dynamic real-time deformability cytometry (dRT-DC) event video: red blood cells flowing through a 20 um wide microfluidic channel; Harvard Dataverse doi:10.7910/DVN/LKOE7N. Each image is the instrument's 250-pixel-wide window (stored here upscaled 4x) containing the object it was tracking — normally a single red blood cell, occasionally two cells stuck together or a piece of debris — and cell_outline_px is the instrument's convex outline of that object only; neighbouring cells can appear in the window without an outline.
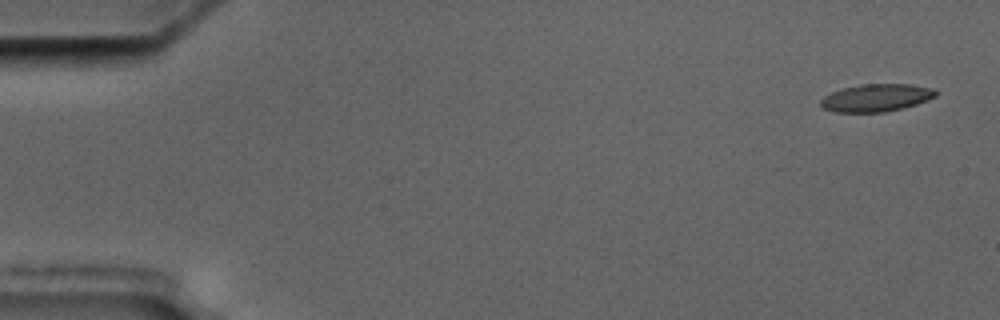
{"species": "common noctule bat (a hibernating species)", "species_latin": "Nyctalus noctula", "temperature_condition": "cold", "stored_images_in_passage": 13, "camera_frame_rate_fps": 3000, "um_per_image_px": 0.085, "animal": {"sex": "male", "body_mass_g": 17.5, "forearm_length_mm": 52.3}, "frame": {"image": 1, "passage_image": 1, "time_ms": 0.0, "image_size_px": [1000, 320], "cell_outline_px": [[936, 96], [928, 100], [916, 104], [884, 112], [832, 112], [824, 108], [820, 104], [820, 100], [824, 96], [832, 92], [844, 88], [860, 84], [912, 84], [932, 88], [936, 92]], "centroid_in_image_um": [74.46, 8.31], "position_along_channel_um": 10.5, "area_um2": 18.38}}
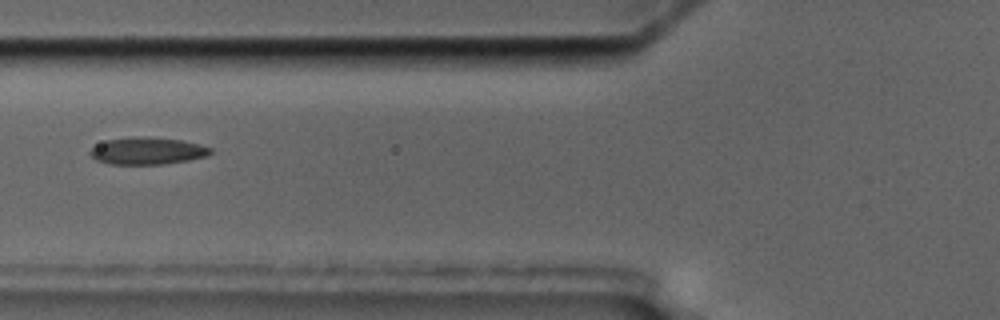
{"frame": {"image": 2, "passage_image": 6, "time_ms": 6.667, "image_size_px": [1000, 320], "cell_outline_px": [[212, 152], [208, 156], [188, 160], [164, 164], [108, 164], [96, 160], [88, 152], [92, 148], [108, 140], [128, 136], [148, 136], [180, 140], [200, 144], [212, 148]], "centroid_in_image_um": [12.55, 12.82], "position_along_channel_um": 113.3, "area_um2": 19.13}}
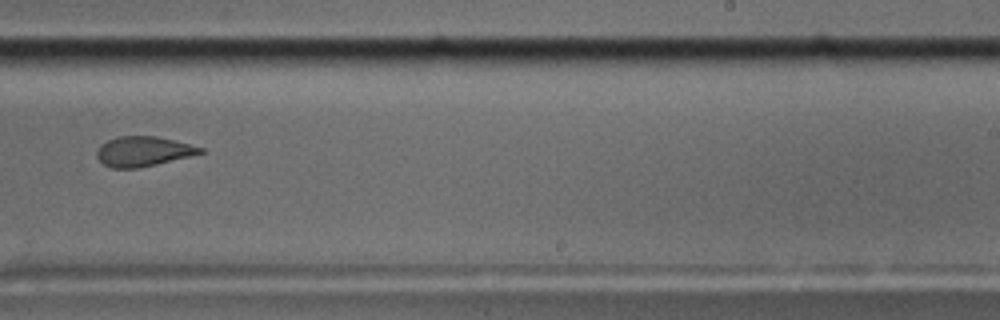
{"frame": {"image": 3, "passage_image": 10, "time_ms": 11.333, "image_size_px": [1000, 320], "cell_outline_px": [[204, 152], [156, 164], [136, 168], [112, 168], [104, 164], [96, 156], [96, 152], [100, 144], [116, 136], [156, 136], [204, 148]], "centroid_in_image_um": [12.12, 12.86], "position_along_channel_um": 276.9, "area_um2": 17.74}, "authors_computed_cell_mechanics": {"area_um2": 19.074, "velocity_mm_per_s": 3.5174, "shape_relaxation_time_tau1_ms": null, "shape_relaxation_time_tau2_ms": 1.8344, "deformation_change_tau1": null, "deformation_change_tau2": 0.076}}